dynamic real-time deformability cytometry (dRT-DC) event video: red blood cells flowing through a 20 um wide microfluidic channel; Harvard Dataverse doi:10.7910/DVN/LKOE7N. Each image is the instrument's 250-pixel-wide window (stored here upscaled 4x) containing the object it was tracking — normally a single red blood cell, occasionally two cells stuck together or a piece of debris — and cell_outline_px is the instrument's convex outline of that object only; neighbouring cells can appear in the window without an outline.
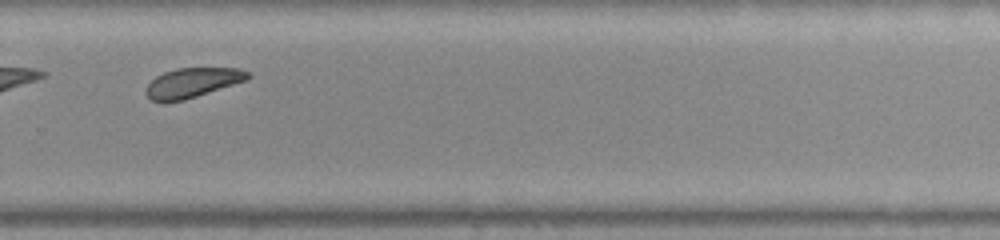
{"species": "common noctule bat (a hibernating species)", "species_latin": "Nyctalus noctula", "temperature_condition": "warm", "stored_images_in_passage": 26, "camera_frame_rate_fps": 3000, "um_per_image_px": 0.085, "animal": {"sex": "female", "body_mass_g": 22.0, "forearm_length_mm": 56.7}, "frame": {"image": 1, "passage_image": 19, "time_ms": 6.0, "image_size_px": [1000, 240], "cell_outline_px": [[252, 76], [244, 80], [184, 100], [164, 104], [152, 100], [144, 92], [144, 88], [156, 76], [164, 72], [176, 68], [240, 68], [248, 72]], "centroid_in_image_um": [16.27, 7.04], "position_along_channel_um": 313.5, "area_um2": 17.57}}
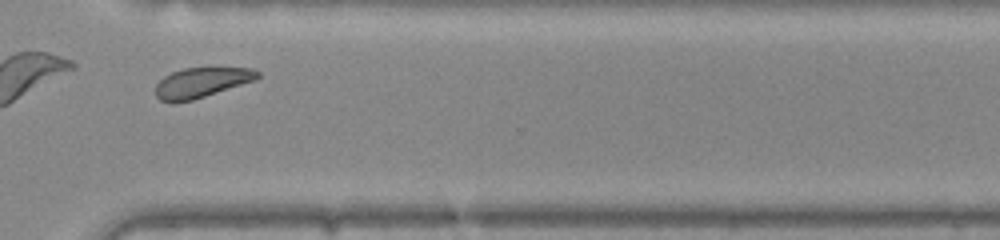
{"frame": {"image": 2, "passage_image": 22, "time_ms": 7.0, "image_size_px": [1000, 240], "cell_outline_px": [[260, 76], [256, 80], [192, 100], [176, 104], [168, 104], [160, 100], [156, 96], [156, 84], [164, 76], [172, 72], [184, 68], [252, 68], [260, 72]], "centroid_in_image_um": [17.09, 7.04], "position_along_channel_um": 353.5, "area_um2": 17.98}}